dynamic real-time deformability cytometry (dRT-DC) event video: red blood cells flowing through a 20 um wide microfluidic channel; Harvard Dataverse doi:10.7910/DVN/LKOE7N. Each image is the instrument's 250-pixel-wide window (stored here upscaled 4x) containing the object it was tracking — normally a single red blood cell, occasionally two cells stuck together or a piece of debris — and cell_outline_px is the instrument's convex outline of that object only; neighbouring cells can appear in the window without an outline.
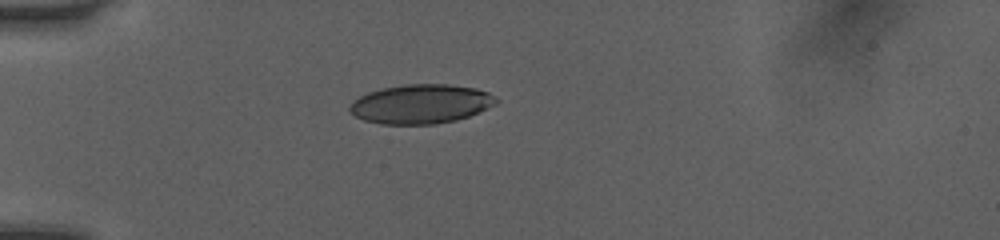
{"species": "human", "species_latin": "Homo sapiens", "temperature_condition": "room temperature", "stored_images_in_passage": 3, "camera_frame_rate_fps": 3000, "um_per_image_px": 0.085, "donor": {"sex": "female"}, "frame": {"image": 1, "passage_image": 1, "time_ms": 0.0, "image_size_px": [1000, 240], "cell_outline_px": [[500, 100], [496, 104], [488, 108], [468, 116], [456, 120], [436, 124], [380, 124], [364, 120], [356, 116], [348, 108], [360, 96], [368, 92], [384, 88], [404, 84], [448, 84], [476, 88], [488, 92], [496, 96]], "centroid_in_image_um": [35.83, 8.83], "position_along_channel_um": 49.2, "area_um2": 33.41}}
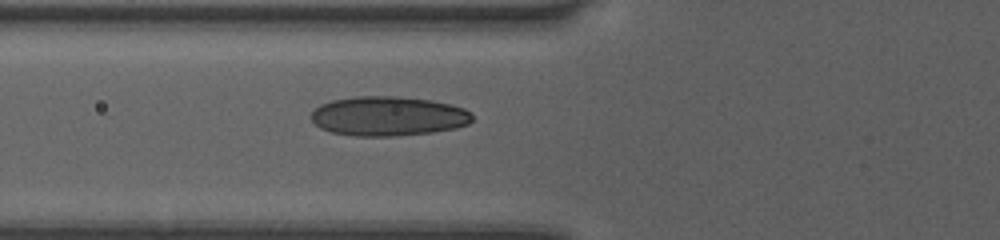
{"frame": {"image": 2, "passage_image": 3, "time_ms": 0.667, "image_size_px": [1000, 240], "cell_outline_px": [[472, 120], [468, 124], [456, 128], [432, 132], [396, 136], [356, 136], [332, 132], [320, 128], [308, 116], [320, 104], [332, 100], [356, 96], [396, 96], [432, 100], [464, 108], [472, 116]], "centroid_in_image_um": [32.97, 9.87], "position_along_channel_um": 92.8, "area_um2": 37.11}}